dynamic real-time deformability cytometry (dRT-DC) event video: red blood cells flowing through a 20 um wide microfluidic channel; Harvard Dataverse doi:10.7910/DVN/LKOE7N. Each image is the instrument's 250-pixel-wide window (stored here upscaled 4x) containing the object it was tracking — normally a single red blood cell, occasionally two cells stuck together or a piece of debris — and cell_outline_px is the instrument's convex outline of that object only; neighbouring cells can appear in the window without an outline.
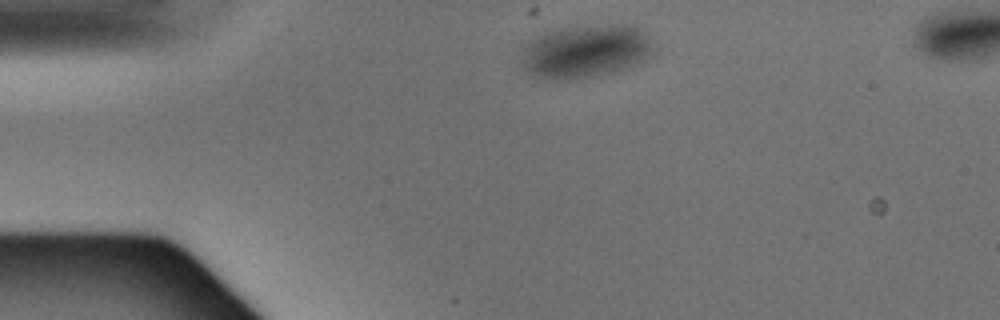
{"species": "Egyptian fruit bat (a non-hibernating species)", "species_latin": "Rousettus aegyptiacus", "temperature_condition": "warm", "stored_images_in_passage": 3, "camera_frame_rate_fps": 3000, "um_per_image_px": 0.085, "animal": {"sex": "male"}, "frame": {"image": 1, "passage_image": 1, "time_ms": 0.0, "image_size_px": [1000, 320], "cell_outline_px": [[652, 48], [644, 60], [636, 64], [612, 72], [576, 80], [548, 80], [528, 72], [524, 68], [524, 60], [528, 44], [532, 40], [548, 32], [564, 28], [612, 24], [632, 24], [644, 28], [652, 40]], "centroid_in_image_um": [49.87, 4.36], "position_along_channel_um": 35.1, "area_um2": 40.4}}